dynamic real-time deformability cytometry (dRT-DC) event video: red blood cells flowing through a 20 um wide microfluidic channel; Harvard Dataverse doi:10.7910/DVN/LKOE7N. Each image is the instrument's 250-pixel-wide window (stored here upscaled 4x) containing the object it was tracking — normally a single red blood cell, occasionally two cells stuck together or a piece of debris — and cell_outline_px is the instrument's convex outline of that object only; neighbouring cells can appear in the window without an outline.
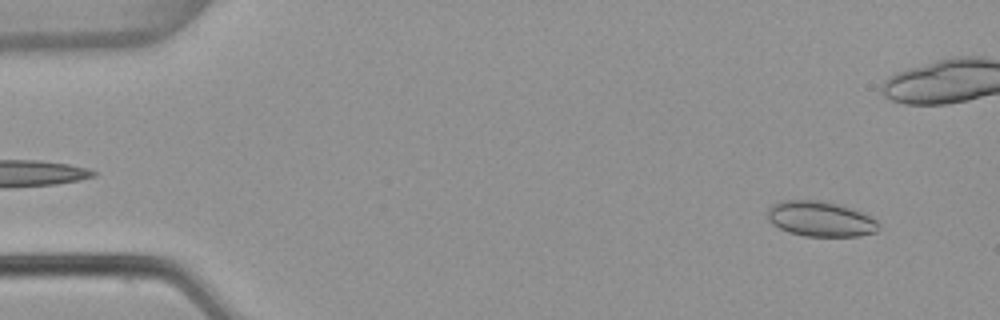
{"species": "common noctule bat (a hibernating species)", "species_latin": "Nyctalus noctula", "temperature_condition": "warm", "stored_images_in_passage": 54, "camera_frame_rate_fps": 3000, "um_per_image_px": 0.085, "animal": {"sex": "female", "body_mass_g": 22.7, "forearm_length_mm": 54.2}, "frame": {"image": 1, "passage_image": 4, "time_ms": 1.0, "image_size_px": [1000, 320], "cell_outline_px": [[880, 228], [876, 232], [856, 236], [804, 236], [788, 232], [772, 224], [768, 220], [768, 208], [772, 204], [780, 200], [820, 200], [836, 204], [872, 216], [880, 224]], "centroid_in_image_um": [69.72, 18.61], "position_along_channel_um": 15.3, "area_um2": 22.83}}
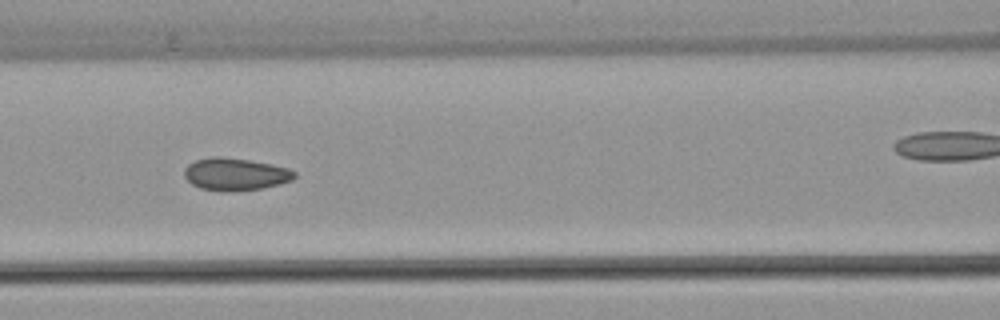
{"frame": {"image": 2, "passage_image": 23, "time_ms": 7.333, "image_size_px": [1000, 320], "cell_outline_px": [[296, 176], [292, 180], [280, 184], [260, 188], [200, 188], [192, 184], [184, 176], [184, 168], [188, 164], [196, 160], [212, 156], [220, 156], [248, 160], [272, 164], [288, 168], [296, 172]], "centroid_in_image_um": [20.02, 14.74], "position_along_channel_um": 146.6, "area_um2": 19.94}}
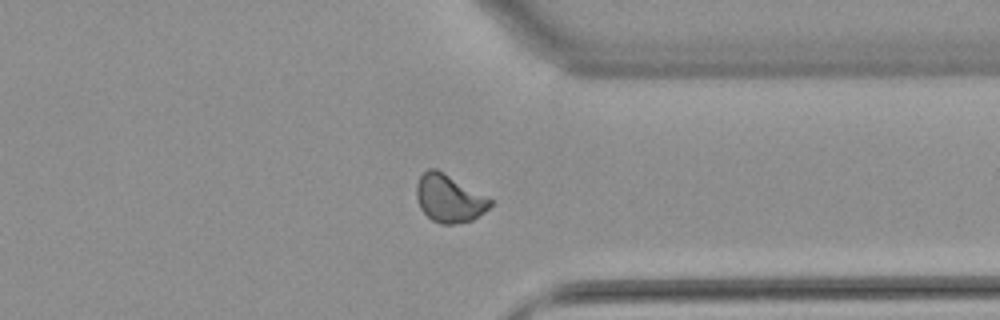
{"frame": {"image": 3, "passage_image": 41, "time_ms": 13.333, "image_size_px": [1000, 320], "cell_outline_px": [[492, 204], [484, 212], [472, 220], [452, 224], [440, 224], [432, 220], [420, 208], [416, 196], [416, 184], [420, 176], [428, 168], [436, 168], [492, 200]], "centroid_in_image_um": [38.14, 16.87], "position_along_channel_um": 373.3, "area_um2": 20.17}, "authors_computed_cell_mechanics": {"area_um2": 20.4612, "velocity_mm_per_s": 3.8259, "shape_relaxation_time_tau1_ms": null, "shape_relaxation_time_tau2_ms": 1.2614, "deformation_change_tau1": null, "deformation_change_tau2": 0.0413}}